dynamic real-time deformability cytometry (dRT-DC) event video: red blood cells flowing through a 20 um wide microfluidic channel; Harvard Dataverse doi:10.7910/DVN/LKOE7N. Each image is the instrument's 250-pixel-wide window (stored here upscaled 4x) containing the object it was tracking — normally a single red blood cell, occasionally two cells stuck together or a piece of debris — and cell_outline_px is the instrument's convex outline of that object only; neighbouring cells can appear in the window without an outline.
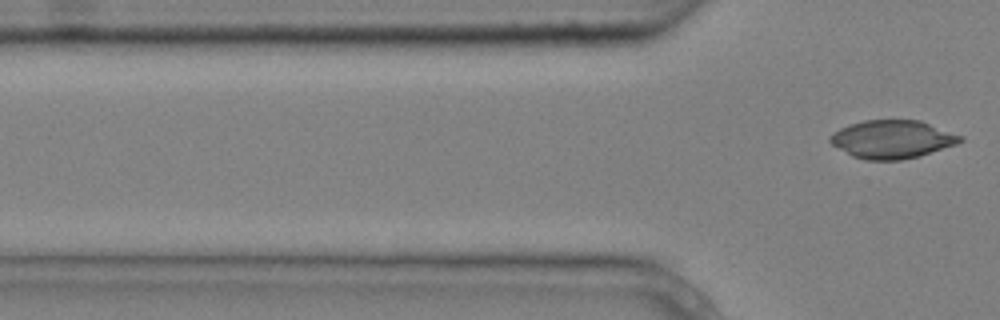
{"species": "common noctule bat (a hibernating species)", "species_latin": "Nyctalus noctula", "temperature_condition": "cold", "stored_images_in_passage": 7, "segment_of_instrument_passage": [2, 2], "camera_frame_rate_fps": 3000, "um_per_image_px": 0.085, "animal": {"sex": "male", "body_mass_g": 20.4}, "frame": {"image": 1, "passage_image": 7, "time_ms": 2.0, "image_size_px": [1000, 320], "cell_outline_px": [[964, 140], [956, 144], [920, 156], [900, 160], [864, 160], [852, 156], [832, 144], [828, 140], [828, 136], [840, 128], [848, 124], [864, 120], [920, 120], [964, 136]], "centroid_in_image_um": [75.84, 11.84], "position_along_channel_um": 50.0, "area_um2": 29.07}}